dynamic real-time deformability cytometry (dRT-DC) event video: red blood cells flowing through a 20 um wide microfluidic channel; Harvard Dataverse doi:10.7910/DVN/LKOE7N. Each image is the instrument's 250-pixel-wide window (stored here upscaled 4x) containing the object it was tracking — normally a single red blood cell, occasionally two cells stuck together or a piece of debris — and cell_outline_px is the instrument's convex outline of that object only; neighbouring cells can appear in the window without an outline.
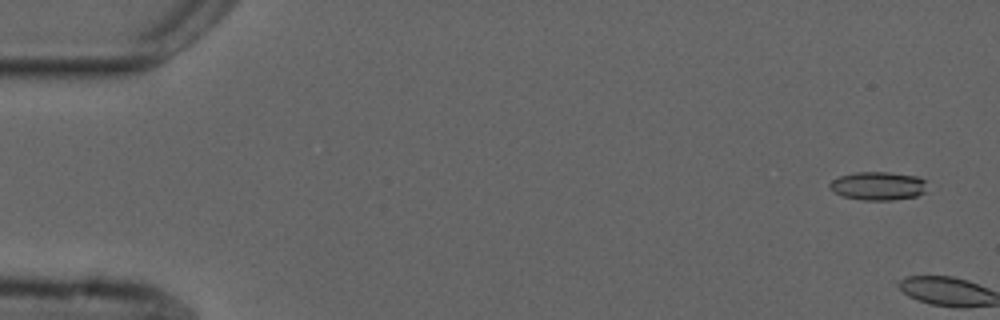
{"species": "common noctule bat (a hibernating species)", "species_latin": "Nyctalus noctula", "temperature_condition": "cold", "stored_images_in_passage": 3, "camera_frame_rate_fps": 3000, "um_per_image_px": 0.085, "animal": {"sex": "male", "forearm_length_mm": 52.5}, "frame": {"image": 1, "passage_image": 1, "time_ms": 0.0, "image_size_px": [1000, 320], "cell_outline_px": [[928, 180], [924, 192], [916, 196], [892, 200], [864, 200], [840, 196], [828, 188], [828, 184], [832, 180], [840, 176], [856, 172], [888, 172], [916, 176]], "centroid_in_image_um": [74.62, 15.8], "position_along_channel_um": 10.4, "area_um2": 16.3}}